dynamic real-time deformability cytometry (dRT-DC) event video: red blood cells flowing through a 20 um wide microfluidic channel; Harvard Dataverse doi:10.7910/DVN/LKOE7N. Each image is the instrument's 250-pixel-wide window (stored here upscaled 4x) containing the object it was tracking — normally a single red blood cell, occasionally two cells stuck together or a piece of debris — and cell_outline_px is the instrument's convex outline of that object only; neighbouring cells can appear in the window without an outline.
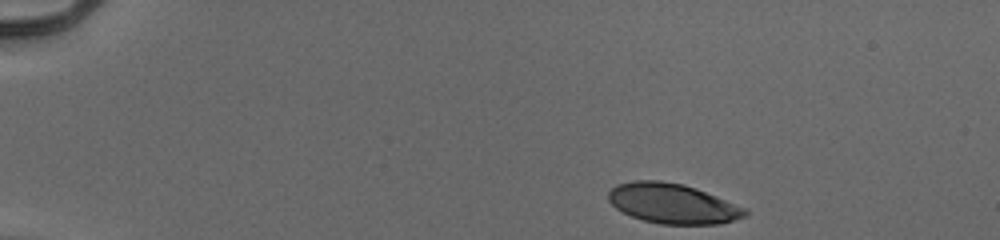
{"species": "human", "species_latin": "Homo sapiens", "temperature_condition": "cold", "stored_images_in_passage": 38, "camera_frame_rate_fps": 3000, "um_per_image_px": 0.085, "donor": {"sex": "male"}, "frame": {"image": 1, "passage_image": 1, "time_ms": 0.0, "image_size_px": [1000, 240], "cell_outline_px": [[748, 216], [720, 224], [660, 224], [644, 220], [632, 216], [616, 208], [608, 200], [608, 192], [616, 184], [632, 180], [660, 180], [684, 184], [696, 188], [748, 208]], "centroid_in_image_um": [57.2, 17.29], "position_along_channel_um": 27.8, "area_um2": 32.08}}
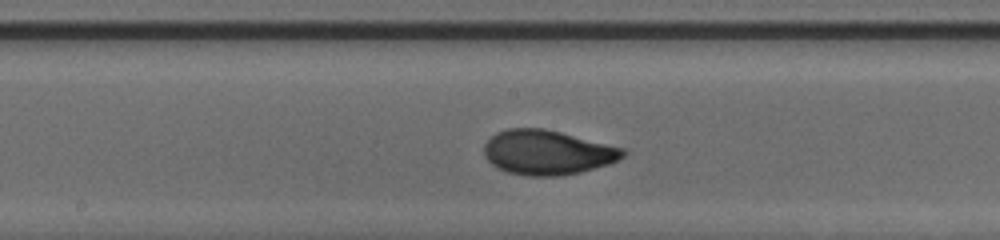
{"frame": {"image": 2, "passage_image": 22, "time_ms": 7.0, "image_size_px": [1000, 240], "cell_outline_px": [[628, 152], [620, 160], [608, 164], [580, 172], [560, 176], [528, 176], [508, 172], [496, 168], [484, 156], [484, 144], [496, 132], [508, 128], [544, 128], [624, 148]], "centroid_in_image_um": [46.52, 12.96], "position_along_channel_um": 201.7, "area_um2": 36.18}}
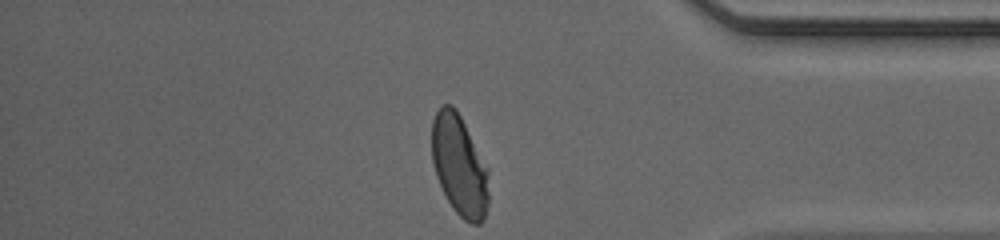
{"frame": {"image": 3, "passage_image": 38, "time_ms": 12.333, "image_size_px": [1000, 240], "cell_outline_px": [[488, 204], [484, 216], [480, 224], [472, 224], [464, 220], [452, 208], [436, 176], [432, 160], [432, 120], [440, 104], [452, 104], [456, 108], [488, 168]], "centroid_in_image_um": [39.04, 14.04], "position_along_channel_um": 396.2, "area_um2": 33.35}, "authors_computed_cell_mechanics": {"area_um2": 34.7089, "velocity_mm_per_s": 3.9657, "shape_relaxation_time_tau1_ms": 3.5135, "shape_relaxation_time_tau2_ms": null, "deformation_change_tau1": 0.1848, "deformation_change_tau2": null}}